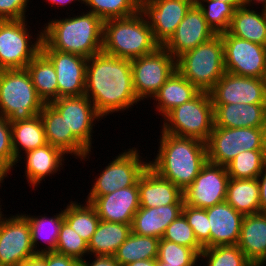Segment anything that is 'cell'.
<instances>
[{"label":"cell","mask_w":266,"mask_h":266,"mask_svg":"<svg viewBox=\"0 0 266 266\" xmlns=\"http://www.w3.org/2000/svg\"><path fill=\"white\" fill-rule=\"evenodd\" d=\"M215 35L216 33L207 24L201 9L194 3L163 47L176 59Z\"/></svg>","instance_id":"cell-19"},{"label":"cell","mask_w":266,"mask_h":266,"mask_svg":"<svg viewBox=\"0 0 266 266\" xmlns=\"http://www.w3.org/2000/svg\"><path fill=\"white\" fill-rule=\"evenodd\" d=\"M2 216L0 208V266H15L35 256L27 218L22 213Z\"/></svg>","instance_id":"cell-13"},{"label":"cell","mask_w":266,"mask_h":266,"mask_svg":"<svg viewBox=\"0 0 266 266\" xmlns=\"http://www.w3.org/2000/svg\"><path fill=\"white\" fill-rule=\"evenodd\" d=\"M198 260H201L200 255L194 249L163 238L159 240L158 263L169 264V266H195Z\"/></svg>","instance_id":"cell-40"},{"label":"cell","mask_w":266,"mask_h":266,"mask_svg":"<svg viewBox=\"0 0 266 266\" xmlns=\"http://www.w3.org/2000/svg\"><path fill=\"white\" fill-rule=\"evenodd\" d=\"M210 228V247L237 245L244 216L226 201L206 208Z\"/></svg>","instance_id":"cell-23"},{"label":"cell","mask_w":266,"mask_h":266,"mask_svg":"<svg viewBox=\"0 0 266 266\" xmlns=\"http://www.w3.org/2000/svg\"><path fill=\"white\" fill-rule=\"evenodd\" d=\"M176 70L201 92H210L225 74L222 36L216 34L176 58Z\"/></svg>","instance_id":"cell-5"},{"label":"cell","mask_w":266,"mask_h":266,"mask_svg":"<svg viewBox=\"0 0 266 266\" xmlns=\"http://www.w3.org/2000/svg\"><path fill=\"white\" fill-rule=\"evenodd\" d=\"M256 12L244 6L235 9L227 32L237 38L266 46V10Z\"/></svg>","instance_id":"cell-29"},{"label":"cell","mask_w":266,"mask_h":266,"mask_svg":"<svg viewBox=\"0 0 266 266\" xmlns=\"http://www.w3.org/2000/svg\"><path fill=\"white\" fill-rule=\"evenodd\" d=\"M44 104L26 68L0 70V115L10 123L39 115Z\"/></svg>","instance_id":"cell-6"},{"label":"cell","mask_w":266,"mask_h":266,"mask_svg":"<svg viewBox=\"0 0 266 266\" xmlns=\"http://www.w3.org/2000/svg\"><path fill=\"white\" fill-rule=\"evenodd\" d=\"M263 81H264V91H265V101H266V73L264 74Z\"/></svg>","instance_id":"cell-55"},{"label":"cell","mask_w":266,"mask_h":266,"mask_svg":"<svg viewBox=\"0 0 266 266\" xmlns=\"http://www.w3.org/2000/svg\"><path fill=\"white\" fill-rule=\"evenodd\" d=\"M85 96L102 118L137 104L140 100L133 88L130 60L103 50L88 58Z\"/></svg>","instance_id":"cell-1"},{"label":"cell","mask_w":266,"mask_h":266,"mask_svg":"<svg viewBox=\"0 0 266 266\" xmlns=\"http://www.w3.org/2000/svg\"><path fill=\"white\" fill-rule=\"evenodd\" d=\"M257 181L259 184L260 212L266 213V165Z\"/></svg>","instance_id":"cell-49"},{"label":"cell","mask_w":266,"mask_h":266,"mask_svg":"<svg viewBox=\"0 0 266 266\" xmlns=\"http://www.w3.org/2000/svg\"><path fill=\"white\" fill-rule=\"evenodd\" d=\"M237 245L254 266L266 264V213L244 216Z\"/></svg>","instance_id":"cell-25"},{"label":"cell","mask_w":266,"mask_h":266,"mask_svg":"<svg viewBox=\"0 0 266 266\" xmlns=\"http://www.w3.org/2000/svg\"><path fill=\"white\" fill-rule=\"evenodd\" d=\"M11 133L13 152L17 163L22 159L20 155L22 149L27 152L47 144L40 115L33 116L29 120L11 123Z\"/></svg>","instance_id":"cell-33"},{"label":"cell","mask_w":266,"mask_h":266,"mask_svg":"<svg viewBox=\"0 0 266 266\" xmlns=\"http://www.w3.org/2000/svg\"><path fill=\"white\" fill-rule=\"evenodd\" d=\"M59 254L83 260L88 253V243L65 221L61 224L56 251Z\"/></svg>","instance_id":"cell-42"},{"label":"cell","mask_w":266,"mask_h":266,"mask_svg":"<svg viewBox=\"0 0 266 266\" xmlns=\"http://www.w3.org/2000/svg\"><path fill=\"white\" fill-rule=\"evenodd\" d=\"M29 0H0V20L26 19Z\"/></svg>","instance_id":"cell-46"},{"label":"cell","mask_w":266,"mask_h":266,"mask_svg":"<svg viewBox=\"0 0 266 266\" xmlns=\"http://www.w3.org/2000/svg\"><path fill=\"white\" fill-rule=\"evenodd\" d=\"M206 147L209 162L226 166L242 151L265 150V128L213 127Z\"/></svg>","instance_id":"cell-8"},{"label":"cell","mask_w":266,"mask_h":266,"mask_svg":"<svg viewBox=\"0 0 266 266\" xmlns=\"http://www.w3.org/2000/svg\"><path fill=\"white\" fill-rule=\"evenodd\" d=\"M138 189L140 207L184 204L183 191L171 181L159 176L149 166L138 179Z\"/></svg>","instance_id":"cell-22"},{"label":"cell","mask_w":266,"mask_h":266,"mask_svg":"<svg viewBox=\"0 0 266 266\" xmlns=\"http://www.w3.org/2000/svg\"><path fill=\"white\" fill-rule=\"evenodd\" d=\"M209 93L213 104H266L261 78L225 72Z\"/></svg>","instance_id":"cell-17"},{"label":"cell","mask_w":266,"mask_h":266,"mask_svg":"<svg viewBox=\"0 0 266 266\" xmlns=\"http://www.w3.org/2000/svg\"><path fill=\"white\" fill-rule=\"evenodd\" d=\"M195 3L201 9L207 24L216 34L228 30L235 11L231 4L219 0H195ZM204 3H207L208 6H205Z\"/></svg>","instance_id":"cell-41"},{"label":"cell","mask_w":266,"mask_h":266,"mask_svg":"<svg viewBox=\"0 0 266 266\" xmlns=\"http://www.w3.org/2000/svg\"><path fill=\"white\" fill-rule=\"evenodd\" d=\"M126 266H158V262L157 259H144V260H137Z\"/></svg>","instance_id":"cell-51"},{"label":"cell","mask_w":266,"mask_h":266,"mask_svg":"<svg viewBox=\"0 0 266 266\" xmlns=\"http://www.w3.org/2000/svg\"><path fill=\"white\" fill-rule=\"evenodd\" d=\"M163 239L194 249L199 255L203 247L196 240L192 227L182 213L166 229Z\"/></svg>","instance_id":"cell-43"},{"label":"cell","mask_w":266,"mask_h":266,"mask_svg":"<svg viewBox=\"0 0 266 266\" xmlns=\"http://www.w3.org/2000/svg\"><path fill=\"white\" fill-rule=\"evenodd\" d=\"M159 238L141 236L131 232L117 249L114 257L121 266L137 260L157 259Z\"/></svg>","instance_id":"cell-35"},{"label":"cell","mask_w":266,"mask_h":266,"mask_svg":"<svg viewBox=\"0 0 266 266\" xmlns=\"http://www.w3.org/2000/svg\"><path fill=\"white\" fill-rule=\"evenodd\" d=\"M265 154H266V126H265Z\"/></svg>","instance_id":"cell-57"},{"label":"cell","mask_w":266,"mask_h":266,"mask_svg":"<svg viewBox=\"0 0 266 266\" xmlns=\"http://www.w3.org/2000/svg\"><path fill=\"white\" fill-rule=\"evenodd\" d=\"M184 204L145 208L140 207L133 217L131 230L141 236L161 239L165 229L182 214Z\"/></svg>","instance_id":"cell-26"},{"label":"cell","mask_w":266,"mask_h":266,"mask_svg":"<svg viewBox=\"0 0 266 266\" xmlns=\"http://www.w3.org/2000/svg\"><path fill=\"white\" fill-rule=\"evenodd\" d=\"M215 1H217V0H215ZM219 1H222V2H225V3H229V4H231L235 9H237V8L243 6V2H242V0H219Z\"/></svg>","instance_id":"cell-53"},{"label":"cell","mask_w":266,"mask_h":266,"mask_svg":"<svg viewBox=\"0 0 266 266\" xmlns=\"http://www.w3.org/2000/svg\"><path fill=\"white\" fill-rule=\"evenodd\" d=\"M201 91L190 83L183 75L175 70L166 82L161 86L158 92L153 96L156 104V110L165 116L175 107L191 101Z\"/></svg>","instance_id":"cell-28"},{"label":"cell","mask_w":266,"mask_h":266,"mask_svg":"<svg viewBox=\"0 0 266 266\" xmlns=\"http://www.w3.org/2000/svg\"><path fill=\"white\" fill-rule=\"evenodd\" d=\"M131 232L130 224L100 220L95 233L88 242V253L91 255L114 256Z\"/></svg>","instance_id":"cell-30"},{"label":"cell","mask_w":266,"mask_h":266,"mask_svg":"<svg viewBox=\"0 0 266 266\" xmlns=\"http://www.w3.org/2000/svg\"><path fill=\"white\" fill-rule=\"evenodd\" d=\"M265 165V150H249L240 152L226 165V170L230 178L253 179L258 178Z\"/></svg>","instance_id":"cell-37"},{"label":"cell","mask_w":266,"mask_h":266,"mask_svg":"<svg viewBox=\"0 0 266 266\" xmlns=\"http://www.w3.org/2000/svg\"><path fill=\"white\" fill-rule=\"evenodd\" d=\"M84 3L103 21L129 17L141 10V0H83Z\"/></svg>","instance_id":"cell-38"},{"label":"cell","mask_w":266,"mask_h":266,"mask_svg":"<svg viewBox=\"0 0 266 266\" xmlns=\"http://www.w3.org/2000/svg\"><path fill=\"white\" fill-rule=\"evenodd\" d=\"M213 127L265 128L266 104H213Z\"/></svg>","instance_id":"cell-24"},{"label":"cell","mask_w":266,"mask_h":266,"mask_svg":"<svg viewBox=\"0 0 266 266\" xmlns=\"http://www.w3.org/2000/svg\"><path fill=\"white\" fill-rule=\"evenodd\" d=\"M26 26L25 19L0 20V70L25 69L41 51L42 32L32 43Z\"/></svg>","instance_id":"cell-9"},{"label":"cell","mask_w":266,"mask_h":266,"mask_svg":"<svg viewBox=\"0 0 266 266\" xmlns=\"http://www.w3.org/2000/svg\"><path fill=\"white\" fill-rule=\"evenodd\" d=\"M41 52L53 64L60 97L85 95L87 58L50 48L43 40Z\"/></svg>","instance_id":"cell-15"},{"label":"cell","mask_w":266,"mask_h":266,"mask_svg":"<svg viewBox=\"0 0 266 266\" xmlns=\"http://www.w3.org/2000/svg\"><path fill=\"white\" fill-rule=\"evenodd\" d=\"M15 159L12 145L11 123L0 115V182L3 183L7 173L15 167Z\"/></svg>","instance_id":"cell-45"},{"label":"cell","mask_w":266,"mask_h":266,"mask_svg":"<svg viewBox=\"0 0 266 266\" xmlns=\"http://www.w3.org/2000/svg\"><path fill=\"white\" fill-rule=\"evenodd\" d=\"M200 258L207 259V266H254L238 245H218L203 248Z\"/></svg>","instance_id":"cell-39"},{"label":"cell","mask_w":266,"mask_h":266,"mask_svg":"<svg viewBox=\"0 0 266 266\" xmlns=\"http://www.w3.org/2000/svg\"><path fill=\"white\" fill-rule=\"evenodd\" d=\"M159 151L149 167L186 190L207 160L206 143L195 138L175 136L161 131Z\"/></svg>","instance_id":"cell-2"},{"label":"cell","mask_w":266,"mask_h":266,"mask_svg":"<svg viewBox=\"0 0 266 266\" xmlns=\"http://www.w3.org/2000/svg\"><path fill=\"white\" fill-rule=\"evenodd\" d=\"M225 201L243 216L259 213L260 196L257 178H230Z\"/></svg>","instance_id":"cell-31"},{"label":"cell","mask_w":266,"mask_h":266,"mask_svg":"<svg viewBox=\"0 0 266 266\" xmlns=\"http://www.w3.org/2000/svg\"><path fill=\"white\" fill-rule=\"evenodd\" d=\"M162 132L207 142L214 126L213 103L209 92H200L164 118Z\"/></svg>","instance_id":"cell-7"},{"label":"cell","mask_w":266,"mask_h":266,"mask_svg":"<svg viewBox=\"0 0 266 266\" xmlns=\"http://www.w3.org/2000/svg\"><path fill=\"white\" fill-rule=\"evenodd\" d=\"M87 12L71 18L50 20L42 30V40L54 50L87 59L102 51L104 21Z\"/></svg>","instance_id":"cell-3"},{"label":"cell","mask_w":266,"mask_h":266,"mask_svg":"<svg viewBox=\"0 0 266 266\" xmlns=\"http://www.w3.org/2000/svg\"><path fill=\"white\" fill-rule=\"evenodd\" d=\"M26 159L25 176L33 187L40 185V182L47 176L59 171L64 163V154L59 148L49 143L27 152H24Z\"/></svg>","instance_id":"cell-27"},{"label":"cell","mask_w":266,"mask_h":266,"mask_svg":"<svg viewBox=\"0 0 266 266\" xmlns=\"http://www.w3.org/2000/svg\"><path fill=\"white\" fill-rule=\"evenodd\" d=\"M85 202L86 206L71 201L64 209V221L88 243L96 231L100 218L95 207Z\"/></svg>","instance_id":"cell-36"},{"label":"cell","mask_w":266,"mask_h":266,"mask_svg":"<svg viewBox=\"0 0 266 266\" xmlns=\"http://www.w3.org/2000/svg\"><path fill=\"white\" fill-rule=\"evenodd\" d=\"M48 2H52L53 5H62L64 6L65 4H70L71 2L73 1H76V0H47ZM77 1H81V3H83V0H77Z\"/></svg>","instance_id":"cell-54"},{"label":"cell","mask_w":266,"mask_h":266,"mask_svg":"<svg viewBox=\"0 0 266 266\" xmlns=\"http://www.w3.org/2000/svg\"><path fill=\"white\" fill-rule=\"evenodd\" d=\"M64 118L68 129L90 150L92 146L93 121L102 117L92 101L85 95L60 97L50 103ZM96 119V120H95Z\"/></svg>","instance_id":"cell-18"},{"label":"cell","mask_w":266,"mask_h":266,"mask_svg":"<svg viewBox=\"0 0 266 266\" xmlns=\"http://www.w3.org/2000/svg\"><path fill=\"white\" fill-rule=\"evenodd\" d=\"M158 266H169V264H165V263H158Z\"/></svg>","instance_id":"cell-56"},{"label":"cell","mask_w":266,"mask_h":266,"mask_svg":"<svg viewBox=\"0 0 266 266\" xmlns=\"http://www.w3.org/2000/svg\"><path fill=\"white\" fill-rule=\"evenodd\" d=\"M80 260L59 254L55 251L46 253V266H80Z\"/></svg>","instance_id":"cell-47"},{"label":"cell","mask_w":266,"mask_h":266,"mask_svg":"<svg viewBox=\"0 0 266 266\" xmlns=\"http://www.w3.org/2000/svg\"><path fill=\"white\" fill-rule=\"evenodd\" d=\"M94 258L91 263L81 260L80 266H121L114 256L94 255Z\"/></svg>","instance_id":"cell-48"},{"label":"cell","mask_w":266,"mask_h":266,"mask_svg":"<svg viewBox=\"0 0 266 266\" xmlns=\"http://www.w3.org/2000/svg\"><path fill=\"white\" fill-rule=\"evenodd\" d=\"M38 96L44 103L58 99V82L51 61L40 51L26 66Z\"/></svg>","instance_id":"cell-32"},{"label":"cell","mask_w":266,"mask_h":266,"mask_svg":"<svg viewBox=\"0 0 266 266\" xmlns=\"http://www.w3.org/2000/svg\"><path fill=\"white\" fill-rule=\"evenodd\" d=\"M224 45L225 71L234 75L263 79L266 73V46L220 33Z\"/></svg>","instance_id":"cell-12"},{"label":"cell","mask_w":266,"mask_h":266,"mask_svg":"<svg viewBox=\"0 0 266 266\" xmlns=\"http://www.w3.org/2000/svg\"><path fill=\"white\" fill-rule=\"evenodd\" d=\"M130 62L133 88L140 101L148 97L153 98L176 70V59L163 46Z\"/></svg>","instance_id":"cell-10"},{"label":"cell","mask_w":266,"mask_h":266,"mask_svg":"<svg viewBox=\"0 0 266 266\" xmlns=\"http://www.w3.org/2000/svg\"><path fill=\"white\" fill-rule=\"evenodd\" d=\"M158 47L160 45L155 41L149 20L142 10L103 23L102 50L105 53L132 60L153 53Z\"/></svg>","instance_id":"cell-4"},{"label":"cell","mask_w":266,"mask_h":266,"mask_svg":"<svg viewBox=\"0 0 266 266\" xmlns=\"http://www.w3.org/2000/svg\"><path fill=\"white\" fill-rule=\"evenodd\" d=\"M242 2H243V6L244 7H247L248 8V6H249V8H250V6H251V3L252 4H254L255 3V5H256V3H261L263 6H262V9H265L266 10V0H242Z\"/></svg>","instance_id":"cell-52"},{"label":"cell","mask_w":266,"mask_h":266,"mask_svg":"<svg viewBox=\"0 0 266 266\" xmlns=\"http://www.w3.org/2000/svg\"><path fill=\"white\" fill-rule=\"evenodd\" d=\"M47 143L59 148L64 154L75 155L81 160L89 157L90 150L72 133L61 114L45 103L40 112Z\"/></svg>","instance_id":"cell-21"},{"label":"cell","mask_w":266,"mask_h":266,"mask_svg":"<svg viewBox=\"0 0 266 266\" xmlns=\"http://www.w3.org/2000/svg\"><path fill=\"white\" fill-rule=\"evenodd\" d=\"M139 154L136 148H131L108 163L100 176L95 179L96 182L92 185L86 201L92 203L97 197L134 186L149 166L148 162L141 160Z\"/></svg>","instance_id":"cell-11"},{"label":"cell","mask_w":266,"mask_h":266,"mask_svg":"<svg viewBox=\"0 0 266 266\" xmlns=\"http://www.w3.org/2000/svg\"><path fill=\"white\" fill-rule=\"evenodd\" d=\"M15 266H46V253L36 254Z\"/></svg>","instance_id":"cell-50"},{"label":"cell","mask_w":266,"mask_h":266,"mask_svg":"<svg viewBox=\"0 0 266 266\" xmlns=\"http://www.w3.org/2000/svg\"><path fill=\"white\" fill-rule=\"evenodd\" d=\"M195 0H141L155 41L163 46L174 34Z\"/></svg>","instance_id":"cell-16"},{"label":"cell","mask_w":266,"mask_h":266,"mask_svg":"<svg viewBox=\"0 0 266 266\" xmlns=\"http://www.w3.org/2000/svg\"><path fill=\"white\" fill-rule=\"evenodd\" d=\"M229 179L226 166L207 161L192 184L183 191L184 203L206 209L224 202Z\"/></svg>","instance_id":"cell-14"},{"label":"cell","mask_w":266,"mask_h":266,"mask_svg":"<svg viewBox=\"0 0 266 266\" xmlns=\"http://www.w3.org/2000/svg\"><path fill=\"white\" fill-rule=\"evenodd\" d=\"M182 213L192 227L194 236L203 248L210 247V228L206 209L184 203Z\"/></svg>","instance_id":"cell-44"},{"label":"cell","mask_w":266,"mask_h":266,"mask_svg":"<svg viewBox=\"0 0 266 266\" xmlns=\"http://www.w3.org/2000/svg\"><path fill=\"white\" fill-rule=\"evenodd\" d=\"M29 222L30 233L32 238V245L34 248L35 254H43L56 251L57 248V240L60 232L61 224L64 221V210L54 217L47 218L45 215L43 216H30L24 214ZM38 240H42L43 243L48 244L44 249H38L37 244ZM47 242V243H46Z\"/></svg>","instance_id":"cell-34"},{"label":"cell","mask_w":266,"mask_h":266,"mask_svg":"<svg viewBox=\"0 0 266 266\" xmlns=\"http://www.w3.org/2000/svg\"><path fill=\"white\" fill-rule=\"evenodd\" d=\"M91 204L100 220L131 225L140 208L138 182L134 186L97 197Z\"/></svg>","instance_id":"cell-20"}]
</instances>
